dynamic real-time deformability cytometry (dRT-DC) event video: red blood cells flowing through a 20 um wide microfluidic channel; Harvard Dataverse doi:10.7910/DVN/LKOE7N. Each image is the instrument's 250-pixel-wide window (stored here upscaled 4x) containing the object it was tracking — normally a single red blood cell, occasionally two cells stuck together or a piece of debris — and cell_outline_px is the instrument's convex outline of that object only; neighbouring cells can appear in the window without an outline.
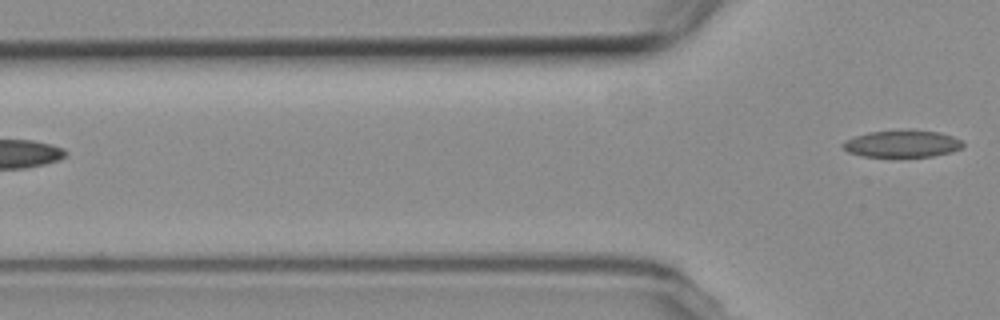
{"species": "common noctule bat (a hibernating species)", "species_latin": "Nyctalus noctula", "temperature_condition": "room temperature", "stored_images_in_passage": 5, "camera_frame_rate_fps": 3000, "um_per_image_px": 0.085, "animal": {"sex": "female", "body_mass_g": 19.3, "forearm_length_mm": 54.1}, "frame": {"image": 1, "passage_image": 5, "time_ms": 4.667, "image_size_px": [1000, 320], "cell_outline_px": [[964, 144], [960, 148], [952, 152], [932, 156], [864, 156], [848, 152], [840, 144], [844, 140], [868, 132], [904, 128], [940, 132], [952, 136], [960, 140]], "centroid_in_image_um": [76.67, 12.18], "position_along_channel_um": 49.1, "area_um2": 19.13}}